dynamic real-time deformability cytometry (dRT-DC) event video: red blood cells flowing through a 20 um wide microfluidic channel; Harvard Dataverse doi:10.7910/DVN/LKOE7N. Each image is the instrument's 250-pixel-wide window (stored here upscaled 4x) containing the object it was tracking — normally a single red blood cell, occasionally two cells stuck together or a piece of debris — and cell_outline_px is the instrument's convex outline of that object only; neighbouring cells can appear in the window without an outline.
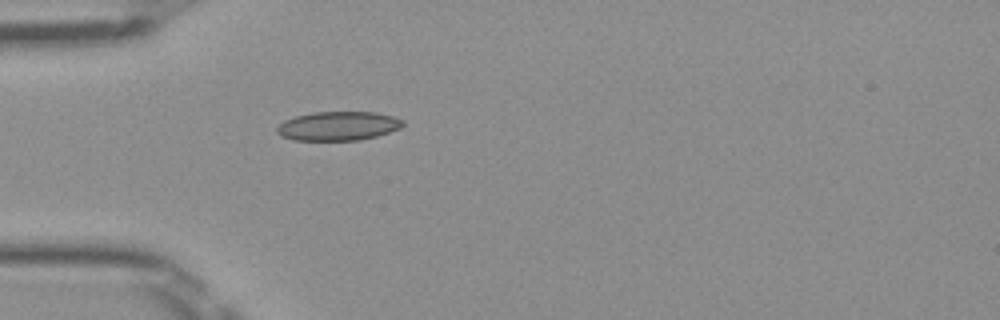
{"species": "Egyptian fruit bat (a non-hibernating species)", "species_latin": "Rousettus aegyptiacus", "temperature_condition": "room temperature", "stored_images_in_passage": 36, "camera_frame_rate_fps": 3000, "um_per_image_px": 0.085, "frame": {"image": 1, "passage_image": 1, "time_ms": 0.0, "image_size_px": [1000, 320], "cell_outline_px": [[404, 124], [400, 128], [376, 136], [360, 140], [292, 140], [280, 136], [276, 132], [276, 128], [284, 120], [296, 116], [312, 112], [376, 112], [392, 116], [404, 120]], "centroid_in_image_um": [28.72, 10.71], "position_along_channel_um": 56.3, "area_um2": 21.33}}
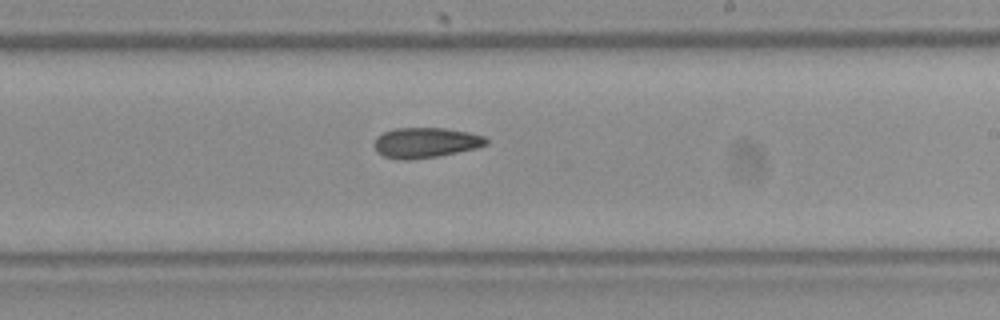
{"frame": {"image": 2, "passage_image": 16, "time_ms": 5.0, "image_size_px": [1000, 320], "cell_outline_px": [[488, 144], [476, 148], [436, 156], [408, 160], [400, 160], [384, 156], [376, 152], [372, 144], [376, 136], [392, 128], [444, 128], [468, 132], [484, 136], [488, 140]], "centroid_in_image_um": [36.12, 12.12], "position_along_channel_um": 252.9, "area_um2": 19.83}}
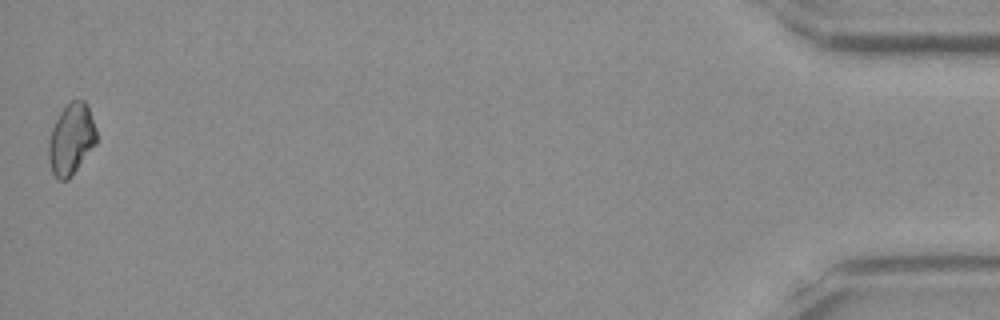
{"frame": {"image": 3, "passage_image": 36, "time_ms": 11.667, "image_size_px": [1000, 320], "cell_outline_px": [[96, 144], [72, 176], [68, 180], [56, 180], [52, 172], [48, 160], [48, 144], [52, 128], [60, 112], [68, 100], [84, 100], [88, 104], [96, 128]], "centroid_in_image_um": [6.05, 11.83], "position_along_channel_um": 429.1, "area_um2": 20.17}}